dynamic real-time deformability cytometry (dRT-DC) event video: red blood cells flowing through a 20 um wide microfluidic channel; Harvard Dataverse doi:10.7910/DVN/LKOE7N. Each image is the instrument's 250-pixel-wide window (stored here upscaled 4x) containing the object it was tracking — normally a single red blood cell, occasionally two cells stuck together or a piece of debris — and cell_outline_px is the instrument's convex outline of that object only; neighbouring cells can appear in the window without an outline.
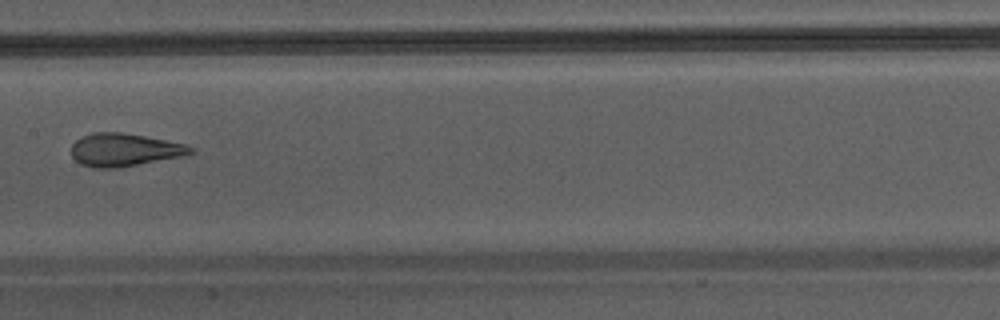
{"species": "Egyptian fruit bat (a non-hibernating species)", "species_latin": "Rousettus aegyptiacus", "temperature_condition": "warm", "stored_images_in_passage": 6, "camera_frame_rate_fps": 3000, "um_per_image_px": 0.085, "animal": {"sex": "male"}, "frame": {"image": 1, "passage_image": 6, "time_ms": 1.667, "image_size_px": [1000, 320], "cell_outline_px": [[196, 152], [184, 156], [116, 168], [92, 168], [80, 164], [72, 156], [72, 144], [76, 140], [92, 132], [120, 132], [144, 136], [184, 144], [196, 148]], "centroid_in_image_um": [10.58, 12.74], "position_along_channel_um": 196.8, "area_um2": 22.83}}